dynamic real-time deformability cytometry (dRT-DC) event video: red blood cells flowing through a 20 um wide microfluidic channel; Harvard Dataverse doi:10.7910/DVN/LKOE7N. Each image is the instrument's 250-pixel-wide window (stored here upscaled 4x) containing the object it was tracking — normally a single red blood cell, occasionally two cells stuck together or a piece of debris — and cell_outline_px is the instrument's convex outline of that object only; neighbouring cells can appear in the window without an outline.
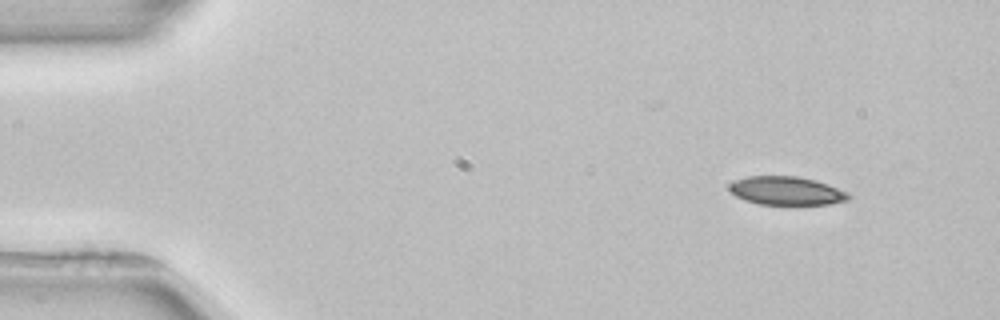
{"species": "common noctule bat (a hibernating species)", "species_latin": "Nyctalus noctula", "temperature_condition": "room temperature", "stored_images_in_passage": 4, "camera_frame_rate_fps": 3000, "um_per_image_px": 0.085, "animal": {"sex": "female", "body_mass_g": 22.7, "forearm_length_mm": 54.2}, "frame": {"image": 1, "passage_image": 1, "time_ms": 0.0, "image_size_px": [1000, 320], "cell_outline_px": [[852, 196], [848, 200], [828, 204], [760, 204], [744, 200], [736, 196], [728, 188], [728, 184], [736, 180], [748, 176], [796, 176], [816, 180], [828, 184], [848, 192]], "centroid_in_image_um": [66.86, 16.21], "position_along_channel_um": 18.1, "area_um2": 19.77}}
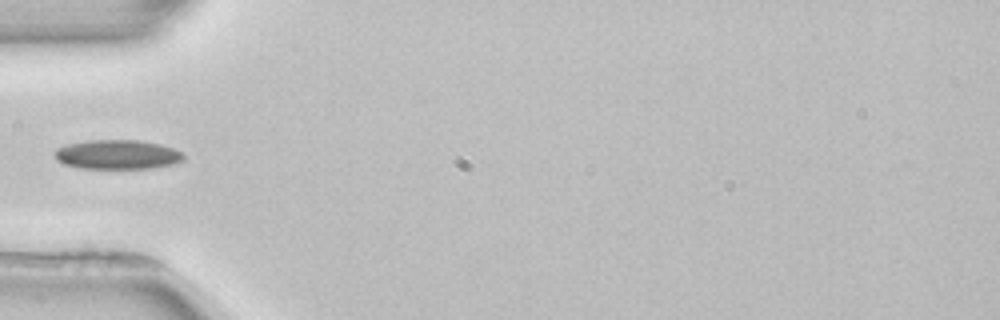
{"frame": {"image": 2, "passage_image": 4, "time_ms": 4.0, "image_size_px": [1000, 320], "cell_outline_px": [[184, 160], [172, 164], [152, 168], [80, 168], [64, 164], [56, 160], [56, 148], [68, 144], [88, 140], [140, 140], [160, 144], [172, 148], [180, 152], [184, 156]], "centroid_in_image_um": [9.97, 13.13], "position_along_channel_um": 75.0, "area_um2": 21.91}}